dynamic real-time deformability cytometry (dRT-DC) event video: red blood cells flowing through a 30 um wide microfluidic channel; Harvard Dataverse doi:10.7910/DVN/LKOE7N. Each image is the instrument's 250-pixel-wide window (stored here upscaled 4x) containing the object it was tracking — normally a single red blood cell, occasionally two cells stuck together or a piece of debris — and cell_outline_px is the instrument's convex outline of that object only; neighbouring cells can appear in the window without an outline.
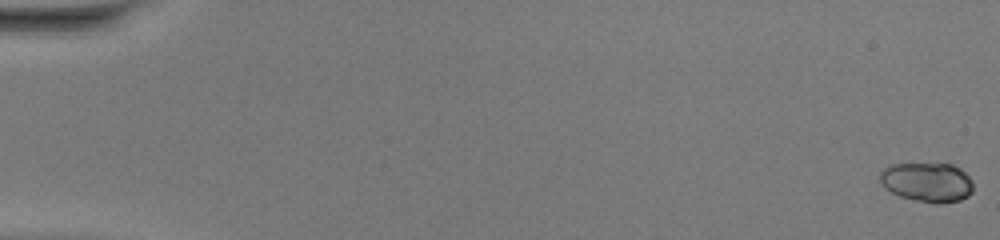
{"species": "common noctule bat (a hibernating species)", "species_latin": "Nyctalus noctula", "temperature_condition": "warm", "stored_images_in_passage": 51, "camera_frame_rate_fps": 3000, "um_per_image_px": 0.085, "animal": {"sex": "female", "body_mass_g": 20.0, "forearm_length_mm": 54.0}, "frame": {"image": 1, "passage_image": 1, "time_ms": 0.0, "image_size_px": [1000, 240], "cell_outline_px": [[972, 192], [968, 196], [960, 200], [940, 204], [936, 204], [916, 200], [900, 196], [884, 188], [880, 180], [880, 172], [888, 164], [952, 164], [960, 168], [972, 180]], "centroid_in_image_um": [78.81, 15.49], "position_along_channel_um": 6.2, "area_um2": 21.5}}
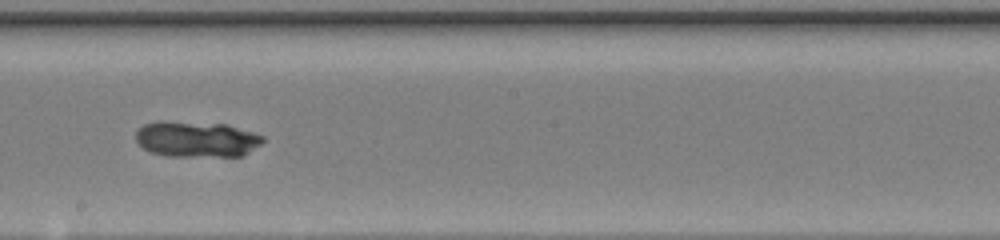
{"frame": {"image": 2, "passage_image": 30, "time_ms": 9.667, "image_size_px": [1000, 240], "cell_outline_px": [[264, 140], [260, 144], [244, 156], [168, 156], [148, 152], [136, 140], [136, 132], [144, 124], [156, 120], [164, 120], [228, 124], [264, 136]], "centroid_in_image_um": [16.69, 11.82], "position_along_channel_um": 231.5, "area_um2": 26.88}}
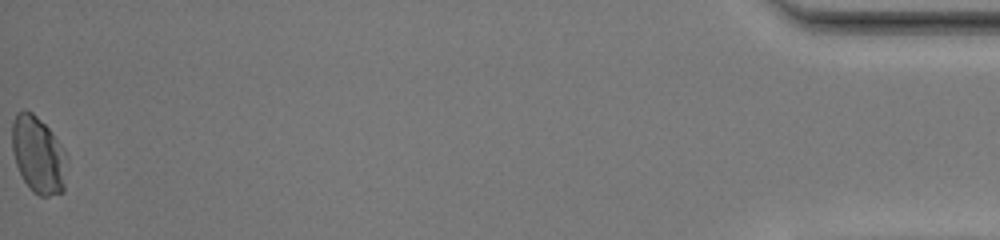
{"frame": {"image": 3, "passage_image": 51, "time_ms": 16.667, "image_size_px": [1000, 240], "cell_outline_px": [[68, 160], [64, 192], [48, 196], [40, 196], [32, 192], [24, 180], [16, 164], [12, 152], [12, 124], [16, 112], [24, 108], [32, 112], [52, 132], [64, 148], [68, 156]], "centroid_in_image_um": [3.28, 13.16], "position_along_channel_um": 431.9, "area_um2": 25.03}, "authors_computed_cell_mechanics": {"area_um2": 24.7384, "velocity_mm_per_s": 4.1992, "shape_relaxation_time_tau1_ms": 5.7157, "shape_relaxation_time_tau2_ms": null, "deformation_change_tau1": 0.1289, "deformation_change_tau2": null}}